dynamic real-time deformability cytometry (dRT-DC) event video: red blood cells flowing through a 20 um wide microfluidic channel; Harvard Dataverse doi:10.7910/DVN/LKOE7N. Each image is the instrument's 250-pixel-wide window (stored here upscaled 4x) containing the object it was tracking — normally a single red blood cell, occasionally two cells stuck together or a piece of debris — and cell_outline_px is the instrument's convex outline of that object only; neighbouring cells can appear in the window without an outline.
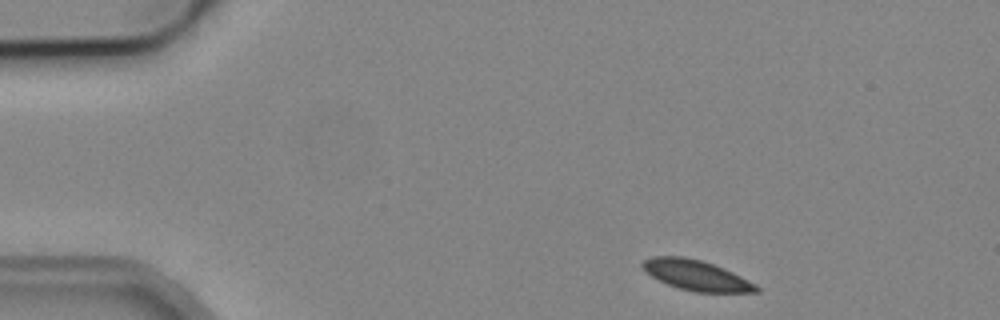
{"species": "common noctule bat (a hibernating species)", "species_latin": "Nyctalus noctula", "temperature_condition": "cold", "stored_images_in_passage": 4, "camera_frame_rate_fps": 3000, "um_per_image_px": 0.085, "animal": {"sex": "male", "body_mass_g": 19.2, "forearm_length_mm": 51.8}, "frame": {"image": 1, "passage_image": 1, "time_ms": 0.0, "image_size_px": [1000, 320], "cell_outline_px": [[760, 292], [692, 292], [668, 284], [644, 272], [640, 264], [644, 260], [652, 256], [684, 256], [700, 260], [724, 268], [756, 284], [760, 288]], "centroid_in_image_um": [59.16, 23.39], "position_along_channel_um": 25.8, "area_um2": 20.0}}